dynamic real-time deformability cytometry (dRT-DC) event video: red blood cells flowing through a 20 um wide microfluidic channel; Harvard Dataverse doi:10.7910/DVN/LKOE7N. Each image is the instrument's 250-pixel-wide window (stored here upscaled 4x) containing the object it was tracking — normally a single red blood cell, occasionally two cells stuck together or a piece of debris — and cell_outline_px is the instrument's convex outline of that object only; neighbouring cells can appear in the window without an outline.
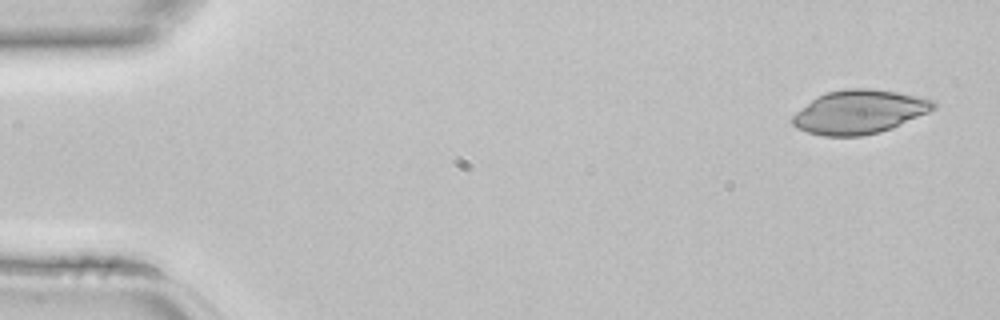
{"species": "common noctule bat (a hibernating species)", "species_latin": "Nyctalus noctula", "temperature_condition": "room temperature", "stored_images_in_passage": 11, "camera_frame_rate_fps": 3000, "um_per_image_px": 0.085, "animal": {"sex": "female", "body_mass_g": 22.7, "forearm_length_mm": 54.2}, "frame": {"image": 1, "passage_image": 1, "time_ms": 0.0, "image_size_px": [1000, 320], "cell_outline_px": [[936, 108], [928, 112], [892, 128], [880, 132], [860, 136], [824, 136], [808, 132], [796, 128], [792, 124], [792, 116], [796, 112], [816, 96], [824, 92], [844, 88], [872, 88], [896, 92], [936, 100]], "centroid_in_image_um": [73.02, 9.5], "position_along_channel_um": 12.0, "area_um2": 36.07}}